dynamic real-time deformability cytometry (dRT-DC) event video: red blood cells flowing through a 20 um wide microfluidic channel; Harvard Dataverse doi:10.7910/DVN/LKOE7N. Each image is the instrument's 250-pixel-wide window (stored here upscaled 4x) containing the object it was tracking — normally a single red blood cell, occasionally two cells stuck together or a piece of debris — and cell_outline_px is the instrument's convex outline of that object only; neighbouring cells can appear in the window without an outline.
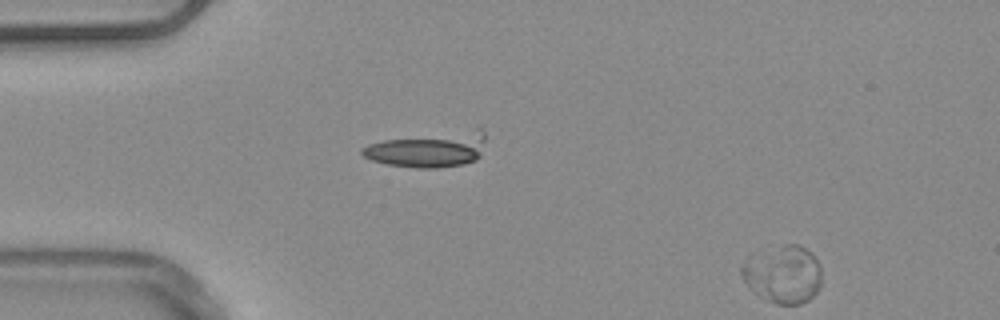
{"species": "common noctule bat (a hibernating species)", "species_latin": "Nyctalus noctula", "temperature_condition": "warm", "stored_images_in_passage": 15, "segment_of_instrument_passage": [2, 2], "camera_frame_rate_fps": 3000, "um_per_image_px": 0.085, "animal": {"sex": "male", "body_mass_g": 20.4}, "frame": {"image": 1, "passage_image": 15, "time_ms": 4.667, "image_size_px": [1000, 320], "cell_outline_px": [[820, 288], [808, 300], [800, 304], [776, 304], [756, 292], [744, 280], [740, 272], [740, 268], [748, 256], [788, 244], [800, 244], [820, 264]], "centroid_in_image_um": [66.57, 23.32], "position_along_channel_um": 18.4, "area_um2": 26.24}}